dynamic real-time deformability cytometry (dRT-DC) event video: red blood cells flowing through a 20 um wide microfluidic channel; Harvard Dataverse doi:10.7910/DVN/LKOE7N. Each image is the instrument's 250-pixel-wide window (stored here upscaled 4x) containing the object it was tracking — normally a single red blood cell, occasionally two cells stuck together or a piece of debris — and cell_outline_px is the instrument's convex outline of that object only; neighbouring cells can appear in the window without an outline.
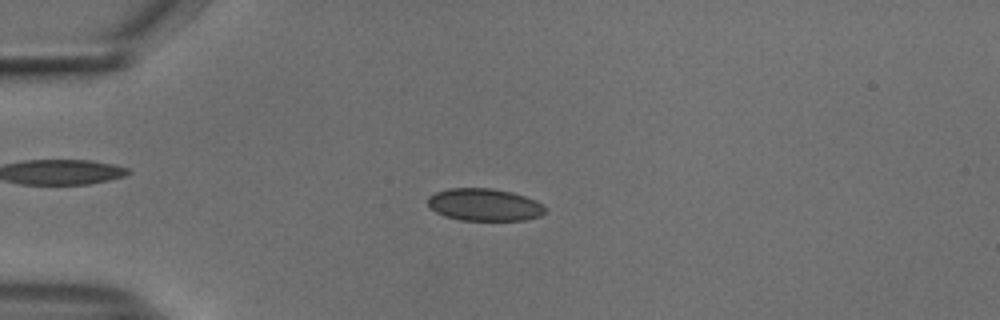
{"species": "common noctule bat (a hibernating species)", "species_latin": "Nyctalus noctula", "temperature_condition": "cold", "stored_images_in_passage": 49, "camera_frame_rate_fps": 3000, "um_per_image_px": 0.085, "animal": {"sex": "male", "body_mass_g": 18.8}, "frame": {"image": 1, "passage_image": 9, "time_ms": 2.667, "image_size_px": [1000, 320], "cell_outline_px": [[544, 212], [540, 216], [524, 220], [460, 220], [444, 216], [436, 212], [428, 204], [428, 196], [436, 192], [448, 188], [492, 188], [512, 192], [536, 200], [544, 204]], "centroid_in_image_um": [41.17, 17.4], "position_along_channel_um": 43.8, "area_um2": 22.14}}
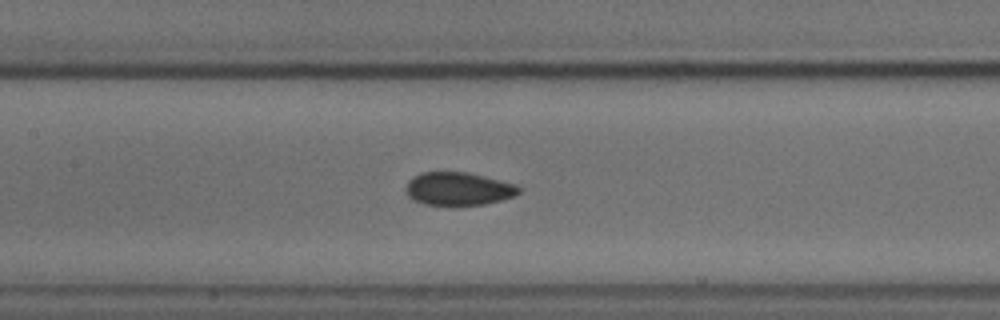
{"frame": {"image": 2, "passage_image": 21, "time_ms": 6.667, "image_size_px": [1000, 320], "cell_outline_px": [[520, 192], [516, 196], [484, 204], [424, 204], [412, 200], [408, 196], [404, 188], [408, 180], [412, 176], [420, 172], [468, 172], [516, 184], [520, 188]], "centroid_in_image_um": [38.93, 16.03], "position_along_channel_um": 168.5, "area_um2": 21.79}}
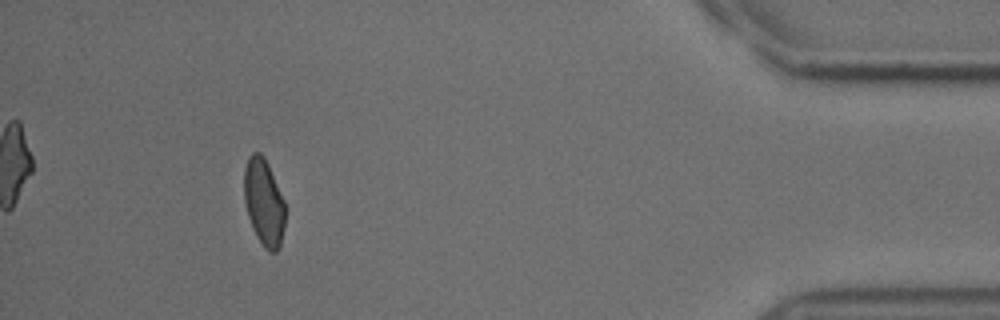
{"frame": {"image": 3, "passage_image": 45, "time_ms": 14.667, "image_size_px": [1000, 320], "cell_outline_px": [[284, 228], [280, 244], [276, 252], [268, 252], [264, 248], [256, 236], [252, 228], [248, 216], [244, 200], [244, 168], [248, 156], [252, 152], [260, 152], [264, 156], [268, 164], [284, 200]], "centroid_in_image_um": [22.41, 17.18], "position_along_channel_um": 412.8, "area_um2": 20.87}, "authors_computed_cell_mechanics": {"area_um2": 21.8484, "velocity_mm_per_s": 3.7368, "shape_relaxation_time_tau1_ms": 6.4397, "shape_relaxation_time_tau2_ms": 2.1873, "deformation_change_tau1": 0.0823, "deformation_change_tau2": 0.0516}}